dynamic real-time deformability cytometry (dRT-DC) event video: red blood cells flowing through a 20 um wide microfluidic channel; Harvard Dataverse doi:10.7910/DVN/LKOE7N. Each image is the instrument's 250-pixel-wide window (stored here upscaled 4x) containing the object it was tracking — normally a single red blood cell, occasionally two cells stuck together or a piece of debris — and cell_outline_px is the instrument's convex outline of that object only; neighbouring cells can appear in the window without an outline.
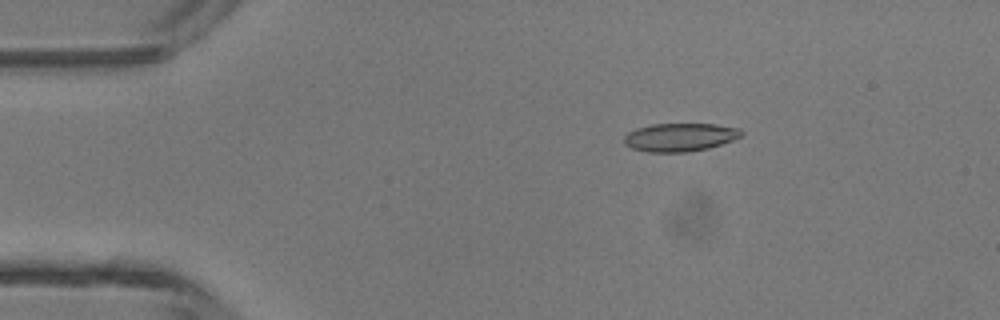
{"species": "common noctule bat (a hibernating species)", "species_latin": "Nyctalus noctula", "temperature_condition": "room temperature", "stored_images_in_passage": 47, "camera_frame_rate_fps": 3000, "um_per_image_px": 0.085, "animal": {"sex": "male", "body_mass_g": 13.3}, "frame": {"image": 1, "passage_image": 8, "time_ms": 2.333, "image_size_px": [1000, 320], "cell_outline_px": [[744, 132], [740, 136], [732, 140], [708, 148], [688, 152], [648, 152], [632, 148], [624, 144], [624, 136], [628, 132], [636, 128], [652, 124], [716, 124], [740, 128]], "centroid_in_image_um": [57.78, 11.66], "position_along_channel_um": 27.2, "area_um2": 19.31}}
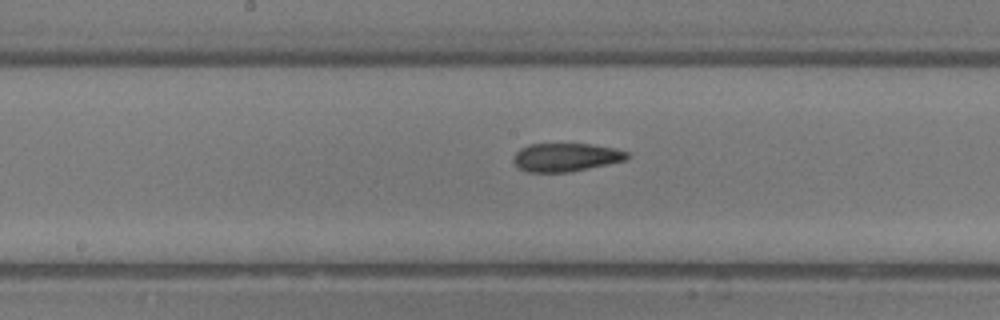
{"frame": {"image": 2, "passage_image": 24, "time_ms": 7.667, "image_size_px": [1000, 320], "cell_outline_px": [[628, 160], [568, 172], [528, 172], [520, 168], [512, 160], [516, 152], [520, 148], [528, 144], [592, 144], [616, 148], [628, 152]], "centroid_in_image_um": [48.11, 13.36], "position_along_channel_um": 200.1, "area_um2": 18.79}}
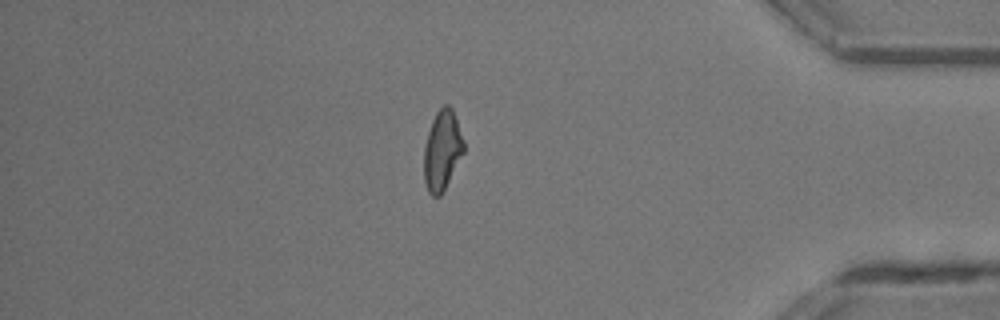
{"frame": {"image": 3, "passage_image": 40, "time_ms": 13.0, "image_size_px": [1000, 320], "cell_outline_px": [[464, 152], [440, 196], [432, 196], [428, 192], [424, 180], [424, 148], [428, 132], [432, 120], [436, 112], [444, 104], [448, 104], [452, 108], [464, 140]], "centroid_in_image_um": [37.58, 12.76], "position_along_channel_um": 397.6, "area_um2": 18.38}, "authors_computed_cell_mechanics": {"area_um2": 19.1318, "velocity_mm_per_s": 4.3884, "shape_relaxation_time_tau1_ms": null, "shape_relaxation_time_tau2_ms": 2.5754, "deformation_change_tau1": null, "deformation_change_tau2": 0.1042}}